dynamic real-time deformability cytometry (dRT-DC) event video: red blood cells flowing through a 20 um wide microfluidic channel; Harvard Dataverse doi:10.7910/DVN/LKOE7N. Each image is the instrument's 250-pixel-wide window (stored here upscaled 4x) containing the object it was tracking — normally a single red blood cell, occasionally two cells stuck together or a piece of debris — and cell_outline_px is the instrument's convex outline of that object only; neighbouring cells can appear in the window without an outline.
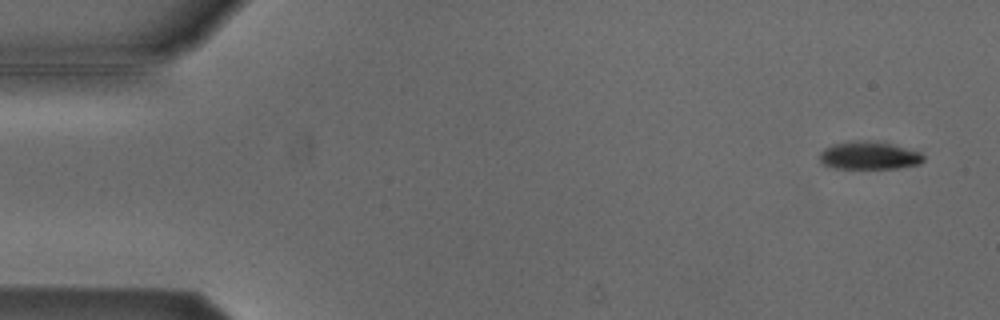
{"species": "Egyptian fruit bat (a non-hibernating species)", "species_latin": "Rousettus aegyptiacus", "temperature_condition": "cold", "stored_images_in_passage": 5, "camera_frame_rate_fps": 3000, "um_per_image_px": 0.085, "animal": {"sex": "male"}, "frame": {"image": 1, "passage_image": 1, "time_ms": 0.0, "image_size_px": [1000, 320], "cell_outline_px": [[924, 160], [920, 164], [896, 168], [836, 168], [820, 164], [820, 152], [824, 148], [832, 144], [852, 140], [876, 140], [892, 144], [920, 152], [924, 156]], "centroid_in_image_um": [73.85, 13.2], "position_along_channel_um": 11.2, "area_um2": 17.11}}
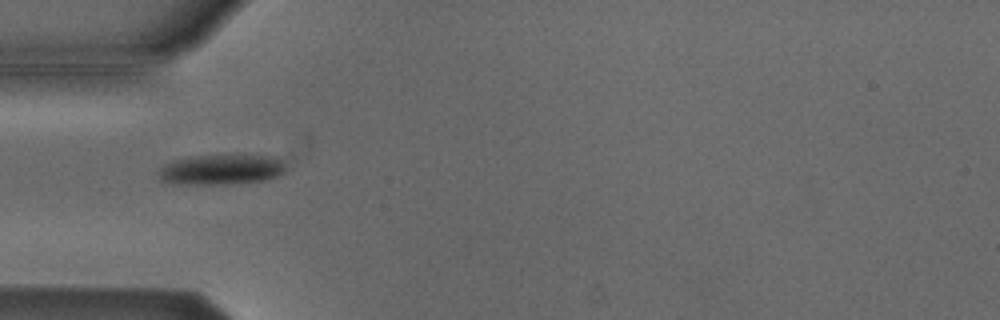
{"frame": {"image": 2, "passage_image": 5, "time_ms": 1.333, "image_size_px": [1000, 320], "cell_outline_px": [[284, 172], [276, 176], [260, 180], [224, 184], [172, 184], [160, 180], [156, 172], [164, 164], [172, 160], [188, 156], [268, 156], [280, 160], [284, 164]], "centroid_in_image_um": [18.66, 14.42], "position_along_channel_um": 66.3, "area_um2": 22.08}}